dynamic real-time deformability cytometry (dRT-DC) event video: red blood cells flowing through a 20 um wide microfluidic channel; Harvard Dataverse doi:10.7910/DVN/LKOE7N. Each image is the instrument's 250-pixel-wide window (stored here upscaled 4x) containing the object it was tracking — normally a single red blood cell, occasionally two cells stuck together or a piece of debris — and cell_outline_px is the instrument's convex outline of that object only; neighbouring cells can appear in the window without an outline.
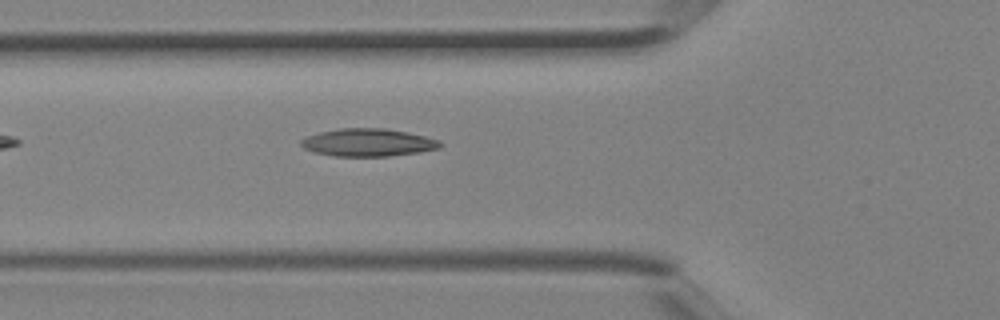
{"species": "Egyptian fruit bat (a non-hibernating species)", "species_latin": "Rousettus aegyptiacus", "temperature_condition": "room temperature", "stored_images_in_passage": 4, "segment_of_instrument_passage": [1, 2], "camera_frame_rate_fps": 3000, "um_per_image_px": 0.085, "animal": {"sex": "female"}, "frame": {"image": 1, "passage_image": 3, "time_ms": 0.667, "image_size_px": [1000, 320], "cell_outline_px": [[444, 144], [440, 148], [420, 152], [388, 156], [336, 156], [316, 152], [304, 148], [300, 144], [300, 140], [308, 136], [320, 132], [340, 128], [384, 128], [408, 132], [440, 140]], "centroid_in_image_um": [31.33, 12.11], "position_along_channel_um": 94.5, "area_um2": 22.43}}